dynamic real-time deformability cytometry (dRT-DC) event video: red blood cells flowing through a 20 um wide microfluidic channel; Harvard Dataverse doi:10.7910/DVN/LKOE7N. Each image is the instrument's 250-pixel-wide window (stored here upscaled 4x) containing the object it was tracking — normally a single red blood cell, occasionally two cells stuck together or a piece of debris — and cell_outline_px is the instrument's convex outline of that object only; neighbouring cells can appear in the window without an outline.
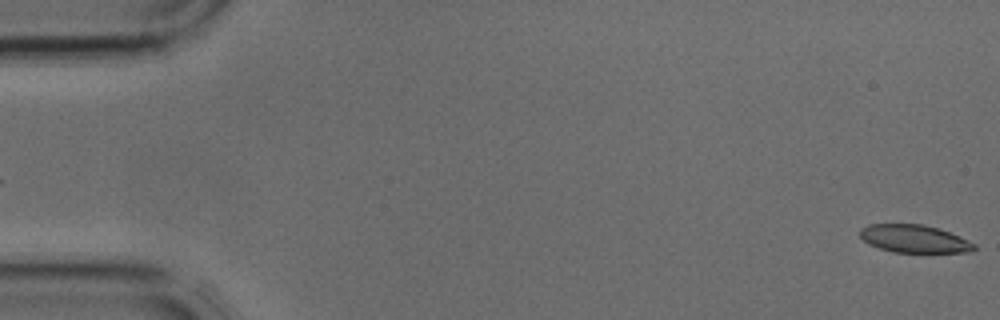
{"species": "common noctule bat (a hibernating species)", "species_latin": "Nyctalus noctula", "temperature_condition": "cold", "stored_images_in_passage": 3, "camera_frame_rate_fps": 3000, "um_per_image_px": 0.085, "animal": {"sex": "male", "body_mass_g": 17.9, "forearm_length_mm": 54.2}, "frame": {"image": 1, "passage_image": 3, "time_ms": 0.667, "image_size_px": [1000, 320], "cell_outline_px": [[976, 248], [972, 252], [892, 252], [868, 244], [860, 236], [860, 228], [868, 224], [924, 224], [948, 232], [976, 244]], "centroid_in_image_um": [77.68, 20.29], "position_along_channel_um": 7.3, "area_um2": 18.38}}